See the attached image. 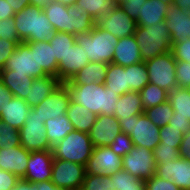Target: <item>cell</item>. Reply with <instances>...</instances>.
I'll return each mask as SVG.
<instances>
[{
    "label": "cell",
    "instance_id": "5",
    "mask_svg": "<svg viewBox=\"0 0 190 190\" xmlns=\"http://www.w3.org/2000/svg\"><path fill=\"white\" fill-rule=\"evenodd\" d=\"M89 134L77 130L52 147L54 159H62L85 166L93 151Z\"/></svg>",
    "mask_w": 190,
    "mask_h": 190
},
{
    "label": "cell",
    "instance_id": "58",
    "mask_svg": "<svg viewBox=\"0 0 190 190\" xmlns=\"http://www.w3.org/2000/svg\"><path fill=\"white\" fill-rule=\"evenodd\" d=\"M15 13L23 10L30 4V0H6Z\"/></svg>",
    "mask_w": 190,
    "mask_h": 190
},
{
    "label": "cell",
    "instance_id": "21",
    "mask_svg": "<svg viewBox=\"0 0 190 190\" xmlns=\"http://www.w3.org/2000/svg\"><path fill=\"white\" fill-rule=\"evenodd\" d=\"M31 49H36L37 78L47 75L57 77L58 63L54 58L53 48L49 40L41 42H26Z\"/></svg>",
    "mask_w": 190,
    "mask_h": 190
},
{
    "label": "cell",
    "instance_id": "55",
    "mask_svg": "<svg viewBox=\"0 0 190 190\" xmlns=\"http://www.w3.org/2000/svg\"><path fill=\"white\" fill-rule=\"evenodd\" d=\"M179 154L180 158L190 160V131L183 135Z\"/></svg>",
    "mask_w": 190,
    "mask_h": 190
},
{
    "label": "cell",
    "instance_id": "18",
    "mask_svg": "<svg viewBox=\"0 0 190 190\" xmlns=\"http://www.w3.org/2000/svg\"><path fill=\"white\" fill-rule=\"evenodd\" d=\"M89 62L88 56L82 47L75 42L74 46L69 48L65 54L64 59H61L58 63L57 78L61 83H65Z\"/></svg>",
    "mask_w": 190,
    "mask_h": 190
},
{
    "label": "cell",
    "instance_id": "22",
    "mask_svg": "<svg viewBox=\"0 0 190 190\" xmlns=\"http://www.w3.org/2000/svg\"><path fill=\"white\" fill-rule=\"evenodd\" d=\"M140 50L134 35L119 38L113 54L114 64L128 67L132 64L142 62Z\"/></svg>",
    "mask_w": 190,
    "mask_h": 190
},
{
    "label": "cell",
    "instance_id": "1",
    "mask_svg": "<svg viewBox=\"0 0 190 190\" xmlns=\"http://www.w3.org/2000/svg\"><path fill=\"white\" fill-rule=\"evenodd\" d=\"M65 84L72 102L80 104L96 115L114 116L120 96L105 87L104 83L75 85L69 80Z\"/></svg>",
    "mask_w": 190,
    "mask_h": 190
},
{
    "label": "cell",
    "instance_id": "34",
    "mask_svg": "<svg viewBox=\"0 0 190 190\" xmlns=\"http://www.w3.org/2000/svg\"><path fill=\"white\" fill-rule=\"evenodd\" d=\"M76 5L82 7L83 14H89L96 21L107 16L118 4L114 0H77Z\"/></svg>",
    "mask_w": 190,
    "mask_h": 190
},
{
    "label": "cell",
    "instance_id": "60",
    "mask_svg": "<svg viewBox=\"0 0 190 190\" xmlns=\"http://www.w3.org/2000/svg\"><path fill=\"white\" fill-rule=\"evenodd\" d=\"M173 4L190 15V0H174Z\"/></svg>",
    "mask_w": 190,
    "mask_h": 190
},
{
    "label": "cell",
    "instance_id": "44",
    "mask_svg": "<svg viewBox=\"0 0 190 190\" xmlns=\"http://www.w3.org/2000/svg\"><path fill=\"white\" fill-rule=\"evenodd\" d=\"M183 134L169 124L160 128V143L179 149Z\"/></svg>",
    "mask_w": 190,
    "mask_h": 190
},
{
    "label": "cell",
    "instance_id": "14",
    "mask_svg": "<svg viewBox=\"0 0 190 190\" xmlns=\"http://www.w3.org/2000/svg\"><path fill=\"white\" fill-rule=\"evenodd\" d=\"M4 68L14 73L37 78L36 49H31L26 42L18 43Z\"/></svg>",
    "mask_w": 190,
    "mask_h": 190
},
{
    "label": "cell",
    "instance_id": "11",
    "mask_svg": "<svg viewBox=\"0 0 190 190\" xmlns=\"http://www.w3.org/2000/svg\"><path fill=\"white\" fill-rule=\"evenodd\" d=\"M122 157L116 155L109 146L94 147L85 169L86 175H107L122 169Z\"/></svg>",
    "mask_w": 190,
    "mask_h": 190
},
{
    "label": "cell",
    "instance_id": "27",
    "mask_svg": "<svg viewBox=\"0 0 190 190\" xmlns=\"http://www.w3.org/2000/svg\"><path fill=\"white\" fill-rule=\"evenodd\" d=\"M108 64L104 62L87 63L70 81L75 85H90L91 83H104Z\"/></svg>",
    "mask_w": 190,
    "mask_h": 190
},
{
    "label": "cell",
    "instance_id": "54",
    "mask_svg": "<svg viewBox=\"0 0 190 190\" xmlns=\"http://www.w3.org/2000/svg\"><path fill=\"white\" fill-rule=\"evenodd\" d=\"M13 94L10 90L0 81V114L3 112L7 104L13 99Z\"/></svg>",
    "mask_w": 190,
    "mask_h": 190
},
{
    "label": "cell",
    "instance_id": "51",
    "mask_svg": "<svg viewBox=\"0 0 190 190\" xmlns=\"http://www.w3.org/2000/svg\"><path fill=\"white\" fill-rule=\"evenodd\" d=\"M17 45L15 41L0 39V70L4 68L7 60L16 50Z\"/></svg>",
    "mask_w": 190,
    "mask_h": 190
},
{
    "label": "cell",
    "instance_id": "3",
    "mask_svg": "<svg viewBox=\"0 0 190 190\" xmlns=\"http://www.w3.org/2000/svg\"><path fill=\"white\" fill-rule=\"evenodd\" d=\"M119 38L96 25L90 32L76 35V43L82 47L90 62L112 63Z\"/></svg>",
    "mask_w": 190,
    "mask_h": 190
},
{
    "label": "cell",
    "instance_id": "10",
    "mask_svg": "<svg viewBox=\"0 0 190 190\" xmlns=\"http://www.w3.org/2000/svg\"><path fill=\"white\" fill-rule=\"evenodd\" d=\"M122 169L132 176L143 180L151 178L156 171V161L153 151L142 146H134L132 150L122 158Z\"/></svg>",
    "mask_w": 190,
    "mask_h": 190
},
{
    "label": "cell",
    "instance_id": "26",
    "mask_svg": "<svg viewBox=\"0 0 190 190\" xmlns=\"http://www.w3.org/2000/svg\"><path fill=\"white\" fill-rule=\"evenodd\" d=\"M34 78L3 68L0 70V81L10 90L14 97L25 100Z\"/></svg>",
    "mask_w": 190,
    "mask_h": 190
},
{
    "label": "cell",
    "instance_id": "61",
    "mask_svg": "<svg viewBox=\"0 0 190 190\" xmlns=\"http://www.w3.org/2000/svg\"><path fill=\"white\" fill-rule=\"evenodd\" d=\"M54 0H30V4L34 5L40 9H44L49 6Z\"/></svg>",
    "mask_w": 190,
    "mask_h": 190
},
{
    "label": "cell",
    "instance_id": "39",
    "mask_svg": "<svg viewBox=\"0 0 190 190\" xmlns=\"http://www.w3.org/2000/svg\"><path fill=\"white\" fill-rule=\"evenodd\" d=\"M128 86L134 92H140L148 83L149 76L144 61L127 67Z\"/></svg>",
    "mask_w": 190,
    "mask_h": 190
},
{
    "label": "cell",
    "instance_id": "62",
    "mask_svg": "<svg viewBox=\"0 0 190 190\" xmlns=\"http://www.w3.org/2000/svg\"><path fill=\"white\" fill-rule=\"evenodd\" d=\"M55 1H58L66 6L76 4V2H77V0H55Z\"/></svg>",
    "mask_w": 190,
    "mask_h": 190
},
{
    "label": "cell",
    "instance_id": "13",
    "mask_svg": "<svg viewBox=\"0 0 190 190\" xmlns=\"http://www.w3.org/2000/svg\"><path fill=\"white\" fill-rule=\"evenodd\" d=\"M95 23L97 27L118 38L134 35L137 27L136 21L118 5L107 16L98 18Z\"/></svg>",
    "mask_w": 190,
    "mask_h": 190
},
{
    "label": "cell",
    "instance_id": "35",
    "mask_svg": "<svg viewBox=\"0 0 190 190\" xmlns=\"http://www.w3.org/2000/svg\"><path fill=\"white\" fill-rule=\"evenodd\" d=\"M43 11L55 31L67 33L68 6L54 0Z\"/></svg>",
    "mask_w": 190,
    "mask_h": 190
},
{
    "label": "cell",
    "instance_id": "17",
    "mask_svg": "<svg viewBox=\"0 0 190 190\" xmlns=\"http://www.w3.org/2000/svg\"><path fill=\"white\" fill-rule=\"evenodd\" d=\"M155 175L173 181L181 190H190V160L178 158L164 165H156Z\"/></svg>",
    "mask_w": 190,
    "mask_h": 190
},
{
    "label": "cell",
    "instance_id": "20",
    "mask_svg": "<svg viewBox=\"0 0 190 190\" xmlns=\"http://www.w3.org/2000/svg\"><path fill=\"white\" fill-rule=\"evenodd\" d=\"M165 23L171 35L172 45L190 38V15L171 4L166 11Z\"/></svg>",
    "mask_w": 190,
    "mask_h": 190
},
{
    "label": "cell",
    "instance_id": "6",
    "mask_svg": "<svg viewBox=\"0 0 190 190\" xmlns=\"http://www.w3.org/2000/svg\"><path fill=\"white\" fill-rule=\"evenodd\" d=\"M118 121L121 132L130 136L134 146H142L153 151L160 143V127L154 125L144 113Z\"/></svg>",
    "mask_w": 190,
    "mask_h": 190
},
{
    "label": "cell",
    "instance_id": "33",
    "mask_svg": "<svg viewBox=\"0 0 190 190\" xmlns=\"http://www.w3.org/2000/svg\"><path fill=\"white\" fill-rule=\"evenodd\" d=\"M168 101L174 110L173 117H182L190 121V88L177 86L169 92Z\"/></svg>",
    "mask_w": 190,
    "mask_h": 190
},
{
    "label": "cell",
    "instance_id": "43",
    "mask_svg": "<svg viewBox=\"0 0 190 190\" xmlns=\"http://www.w3.org/2000/svg\"><path fill=\"white\" fill-rule=\"evenodd\" d=\"M156 165H164L180 158L179 149L159 143L153 150Z\"/></svg>",
    "mask_w": 190,
    "mask_h": 190
},
{
    "label": "cell",
    "instance_id": "7",
    "mask_svg": "<svg viewBox=\"0 0 190 190\" xmlns=\"http://www.w3.org/2000/svg\"><path fill=\"white\" fill-rule=\"evenodd\" d=\"M176 63L172 51L145 61L149 83L171 92L177 87Z\"/></svg>",
    "mask_w": 190,
    "mask_h": 190
},
{
    "label": "cell",
    "instance_id": "9",
    "mask_svg": "<svg viewBox=\"0 0 190 190\" xmlns=\"http://www.w3.org/2000/svg\"><path fill=\"white\" fill-rule=\"evenodd\" d=\"M21 146L30 152L52 150L47 140L46 127L33 109L27 115L26 122L19 130Z\"/></svg>",
    "mask_w": 190,
    "mask_h": 190
},
{
    "label": "cell",
    "instance_id": "36",
    "mask_svg": "<svg viewBox=\"0 0 190 190\" xmlns=\"http://www.w3.org/2000/svg\"><path fill=\"white\" fill-rule=\"evenodd\" d=\"M113 190H146L145 180L132 176L121 169L110 175Z\"/></svg>",
    "mask_w": 190,
    "mask_h": 190
},
{
    "label": "cell",
    "instance_id": "25",
    "mask_svg": "<svg viewBox=\"0 0 190 190\" xmlns=\"http://www.w3.org/2000/svg\"><path fill=\"white\" fill-rule=\"evenodd\" d=\"M169 6L162 0H147L140 9V15L136 20L137 26L150 27L165 21Z\"/></svg>",
    "mask_w": 190,
    "mask_h": 190
},
{
    "label": "cell",
    "instance_id": "4",
    "mask_svg": "<svg viewBox=\"0 0 190 190\" xmlns=\"http://www.w3.org/2000/svg\"><path fill=\"white\" fill-rule=\"evenodd\" d=\"M134 36L144 62L171 51L172 40L165 21L150 27L137 26Z\"/></svg>",
    "mask_w": 190,
    "mask_h": 190
},
{
    "label": "cell",
    "instance_id": "48",
    "mask_svg": "<svg viewBox=\"0 0 190 190\" xmlns=\"http://www.w3.org/2000/svg\"><path fill=\"white\" fill-rule=\"evenodd\" d=\"M171 51L176 61L190 63V38L174 43Z\"/></svg>",
    "mask_w": 190,
    "mask_h": 190
},
{
    "label": "cell",
    "instance_id": "53",
    "mask_svg": "<svg viewBox=\"0 0 190 190\" xmlns=\"http://www.w3.org/2000/svg\"><path fill=\"white\" fill-rule=\"evenodd\" d=\"M168 124L170 127L180 130L183 135L190 131V121L186 118L172 116Z\"/></svg>",
    "mask_w": 190,
    "mask_h": 190
},
{
    "label": "cell",
    "instance_id": "47",
    "mask_svg": "<svg viewBox=\"0 0 190 190\" xmlns=\"http://www.w3.org/2000/svg\"><path fill=\"white\" fill-rule=\"evenodd\" d=\"M176 81L177 86L190 88V63L186 61H177Z\"/></svg>",
    "mask_w": 190,
    "mask_h": 190
},
{
    "label": "cell",
    "instance_id": "40",
    "mask_svg": "<svg viewBox=\"0 0 190 190\" xmlns=\"http://www.w3.org/2000/svg\"><path fill=\"white\" fill-rule=\"evenodd\" d=\"M144 114L151 120L154 125L164 127L168 124L174 114L173 107L169 101L150 107L144 110Z\"/></svg>",
    "mask_w": 190,
    "mask_h": 190
},
{
    "label": "cell",
    "instance_id": "32",
    "mask_svg": "<svg viewBox=\"0 0 190 190\" xmlns=\"http://www.w3.org/2000/svg\"><path fill=\"white\" fill-rule=\"evenodd\" d=\"M47 140L51 147L64 139L68 133L74 131V126L69 121L67 114L47 120L45 123Z\"/></svg>",
    "mask_w": 190,
    "mask_h": 190
},
{
    "label": "cell",
    "instance_id": "52",
    "mask_svg": "<svg viewBox=\"0 0 190 190\" xmlns=\"http://www.w3.org/2000/svg\"><path fill=\"white\" fill-rule=\"evenodd\" d=\"M19 180L15 174L0 169V190H12Z\"/></svg>",
    "mask_w": 190,
    "mask_h": 190
},
{
    "label": "cell",
    "instance_id": "31",
    "mask_svg": "<svg viewBox=\"0 0 190 190\" xmlns=\"http://www.w3.org/2000/svg\"><path fill=\"white\" fill-rule=\"evenodd\" d=\"M143 113L144 109L139 92L131 91L119 97L114 116L117 119H126Z\"/></svg>",
    "mask_w": 190,
    "mask_h": 190
},
{
    "label": "cell",
    "instance_id": "46",
    "mask_svg": "<svg viewBox=\"0 0 190 190\" xmlns=\"http://www.w3.org/2000/svg\"><path fill=\"white\" fill-rule=\"evenodd\" d=\"M0 39L12 40L17 44L22 42L16 30L14 17L0 20Z\"/></svg>",
    "mask_w": 190,
    "mask_h": 190
},
{
    "label": "cell",
    "instance_id": "12",
    "mask_svg": "<svg viewBox=\"0 0 190 190\" xmlns=\"http://www.w3.org/2000/svg\"><path fill=\"white\" fill-rule=\"evenodd\" d=\"M70 103L69 89L65 83L58 87L37 106L32 107L42 122L66 114Z\"/></svg>",
    "mask_w": 190,
    "mask_h": 190
},
{
    "label": "cell",
    "instance_id": "30",
    "mask_svg": "<svg viewBox=\"0 0 190 190\" xmlns=\"http://www.w3.org/2000/svg\"><path fill=\"white\" fill-rule=\"evenodd\" d=\"M104 85L119 96L131 92L128 86L127 67L109 63Z\"/></svg>",
    "mask_w": 190,
    "mask_h": 190
},
{
    "label": "cell",
    "instance_id": "24",
    "mask_svg": "<svg viewBox=\"0 0 190 190\" xmlns=\"http://www.w3.org/2000/svg\"><path fill=\"white\" fill-rule=\"evenodd\" d=\"M60 80L54 76H45L34 78L32 85L25 99L26 103L32 108L40 104L47 96H49L60 84Z\"/></svg>",
    "mask_w": 190,
    "mask_h": 190
},
{
    "label": "cell",
    "instance_id": "38",
    "mask_svg": "<svg viewBox=\"0 0 190 190\" xmlns=\"http://www.w3.org/2000/svg\"><path fill=\"white\" fill-rule=\"evenodd\" d=\"M76 42V35L66 32L55 31L54 35L49 39V43L53 48L54 58L57 63L64 59L69 48L73 47Z\"/></svg>",
    "mask_w": 190,
    "mask_h": 190
},
{
    "label": "cell",
    "instance_id": "28",
    "mask_svg": "<svg viewBox=\"0 0 190 190\" xmlns=\"http://www.w3.org/2000/svg\"><path fill=\"white\" fill-rule=\"evenodd\" d=\"M69 121L74 129L80 132L89 133L95 124L97 115L90 112L87 108L70 100L68 110L66 112Z\"/></svg>",
    "mask_w": 190,
    "mask_h": 190
},
{
    "label": "cell",
    "instance_id": "19",
    "mask_svg": "<svg viewBox=\"0 0 190 190\" xmlns=\"http://www.w3.org/2000/svg\"><path fill=\"white\" fill-rule=\"evenodd\" d=\"M30 151L21 145L13 148L0 149V169L11 172L20 179L25 176Z\"/></svg>",
    "mask_w": 190,
    "mask_h": 190
},
{
    "label": "cell",
    "instance_id": "23",
    "mask_svg": "<svg viewBox=\"0 0 190 190\" xmlns=\"http://www.w3.org/2000/svg\"><path fill=\"white\" fill-rule=\"evenodd\" d=\"M31 109L25 100L13 97L0 114L2 123L19 131L26 122L27 115Z\"/></svg>",
    "mask_w": 190,
    "mask_h": 190
},
{
    "label": "cell",
    "instance_id": "29",
    "mask_svg": "<svg viewBox=\"0 0 190 190\" xmlns=\"http://www.w3.org/2000/svg\"><path fill=\"white\" fill-rule=\"evenodd\" d=\"M82 10V7L76 4L68 6L67 33L77 35L90 32L96 25V21L89 14H83Z\"/></svg>",
    "mask_w": 190,
    "mask_h": 190
},
{
    "label": "cell",
    "instance_id": "56",
    "mask_svg": "<svg viewBox=\"0 0 190 190\" xmlns=\"http://www.w3.org/2000/svg\"><path fill=\"white\" fill-rule=\"evenodd\" d=\"M15 12L6 0H0V20L14 17Z\"/></svg>",
    "mask_w": 190,
    "mask_h": 190
},
{
    "label": "cell",
    "instance_id": "57",
    "mask_svg": "<svg viewBox=\"0 0 190 190\" xmlns=\"http://www.w3.org/2000/svg\"><path fill=\"white\" fill-rule=\"evenodd\" d=\"M37 183L29 182L24 179H20L12 190H36Z\"/></svg>",
    "mask_w": 190,
    "mask_h": 190
},
{
    "label": "cell",
    "instance_id": "2",
    "mask_svg": "<svg viewBox=\"0 0 190 190\" xmlns=\"http://www.w3.org/2000/svg\"><path fill=\"white\" fill-rule=\"evenodd\" d=\"M15 26L22 42L48 41L54 35V28L43 9L29 4L14 15Z\"/></svg>",
    "mask_w": 190,
    "mask_h": 190
},
{
    "label": "cell",
    "instance_id": "59",
    "mask_svg": "<svg viewBox=\"0 0 190 190\" xmlns=\"http://www.w3.org/2000/svg\"><path fill=\"white\" fill-rule=\"evenodd\" d=\"M37 188L36 190H62L57 188L51 180L44 181V182H38L37 183Z\"/></svg>",
    "mask_w": 190,
    "mask_h": 190
},
{
    "label": "cell",
    "instance_id": "15",
    "mask_svg": "<svg viewBox=\"0 0 190 190\" xmlns=\"http://www.w3.org/2000/svg\"><path fill=\"white\" fill-rule=\"evenodd\" d=\"M53 161L52 150L31 152L26 173L22 179L34 183L51 180Z\"/></svg>",
    "mask_w": 190,
    "mask_h": 190
},
{
    "label": "cell",
    "instance_id": "16",
    "mask_svg": "<svg viewBox=\"0 0 190 190\" xmlns=\"http://www.w3.org/2000/svg\"><path fill=\"white\" fill-rule=\"evenodd\" d=\"M120 132V123L115 116L97 115L95 124L88 134L94 147H106Z\"/></svg>",
    "mask_w": 190,
    "mask_h": 190
},
{
    "label": "cell",
    "instance_id": "41",
    "mask_svg": "<svg viewBox=\"0 0 190 190\" xmlns=\"http://www.w3.org/2000/svg\"><path fill=\"white\" fill-rule=\"evenodd\" d=\"M20 145L21 138L19 131L13 127L5 125L4 123L0 124V149H11Z\"/></svg>",
    "mask_w": 190,
    "mask_h": 190
},
{
    "label": "cell",
    "instance_id": "8",
    "mask_svg": "<svg viewBox=\"0 0 190 190\" xmlns=\"http://www.w3.org/2000/svg\"><path fill=\"white\" fill-rule=\"evenodd\" d=\"M85 176V166L62 159H54L51 181L57 188L81 190Z\"/></svg>",
    "mask_w": 190,
    "mask_h": 190
},
{
    "label": "cell",
    "instance_id": "50",
    "mask_svg": "<svg viewBox=\"0 0 190 190\" xmlns=\"http://www.w3.org/2000/svg\"><path fill=\"white\" fill-rule=\"evenodd\" d=\"M147 0H122L118 3L125 13L135 21L140 15V9Z\"/></svg>",
    "mask_w": 190,
    "mask_h": 190
},
{
    "label": "cell",
    "instance_id": "37",
    "mask_svg": "<svg viewBox=\"0 0 190 190\" xmlns=\"http://www.w3.org/2000/svg\"><path fill=\"white\" fill-rule=\"evenodd\" d=\"M139 94L144 110L167 102L169 97L168 91L152 83H148Z\"/></svg>",
    "mask_w": 190,
    "mask_h": 190
},
{
    "label": "cell",
    "instance_id": "42",
    "mask_svg": "<svg viewBox=\"0 0 190 190\" xmlns=\"http://www.w3.org/2000/svg\"><path fill=\"white\" fill-rule=\"evenodd\" d=\"M81 190H113L110 176L86 175Z\"/></svg>",
    "mask_w": 190,
    "mask_h": 190
},
{
    "label": "cell",
    "instance_id": "49",
    "mask_svg": "<svg viewBox=\"0 0 190 190\" xmlns=\"http://www.w3.org/2000/svg\"><path fill=\"white\" fill-rule=\"evenodd\" d=\"M146 190H181L173 181L159 178L155 174L145 181Z\"/></svg>",
    "mask_w": 190,
    "mask_h": 190
},
{
    "label": "cell",
    "instance_id": "45",
    "mask_svg": "<svg viewBox=\"0 0 190 190\" xmlns=\"http://www.w3.org/2000/svg\"><path fill=\"white\" fill-rule=\"evenodd\" d=\"M133 147V141L130 136L124 132L118 133L113 142L109 145V148L122 158L129 153Z\"/></svg>",
    "mask_w": 190,
    "mask_h": 190
},
{
    "label": "cell",
    "instance_id": "64",
    "mask_svg": "<svg viewBox=\"0 0 190 190\" xmlns=\"http://www.w3.org/2000/svg\"><path fill=\"white\" fill-rule=\"evenodd\" d=\"M117 4L120 2V1H122V0H114Z\"/></svg>",
    "mask_w": 190,
    "mask_h": 190
},
{
    "label": "cell",
    "instance_id": "63",
    "mask_svg": "<svg viewBox=\"0 0 190 190\" xmlns=\"http://www.w3.org/2000/svg\"><path fill=\"white\" fill-rule=\"evenodd\" d=\"M164 3H167L169 5L173 4L174 0H162Z\"/></svg>",
    "mask_w": 190,
    "mask_h": 190
}]
</instances>
